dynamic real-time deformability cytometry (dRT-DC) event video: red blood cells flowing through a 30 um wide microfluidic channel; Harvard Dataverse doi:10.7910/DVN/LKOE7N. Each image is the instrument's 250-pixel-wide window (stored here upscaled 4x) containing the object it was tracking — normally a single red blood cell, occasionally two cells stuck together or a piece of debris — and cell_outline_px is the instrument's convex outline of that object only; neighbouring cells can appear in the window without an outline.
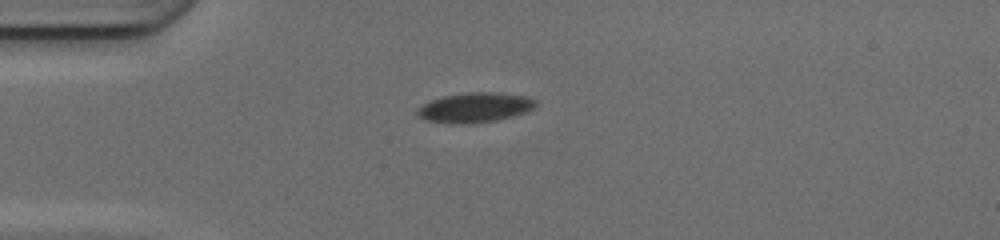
{"species": "common noctule bat (a hibernating species)", "species_latin": "Nyctalus noctula", "temperature_condition": "cold", "stored_images_in_passage": 38, "camera_frame_rate_fps": 3000, "um_per_image_px": 0.085, "animal": {"sex": "female", "body_mass_g": 17.0, "forearm_length_mm": 48.0}, "frame": {"image": 1, "passage_image": 1, "time_ms": 0.0, "image_size_px": [1000, 240], "cell_outline_px": [[536, 104], [532, 108], [524, 112], [512, 116], [496, 120], [468, 124], [452, 124], [424, 120], [416, 112], [416, 108], [432, 100], [444, 96], [472, 92], [492, 92], [524, 96], [536, 100]], "centroid_in_image_um": [40.32, 9.15], "position_along_channel_um": 44.7, "area_um2": 20.29}}
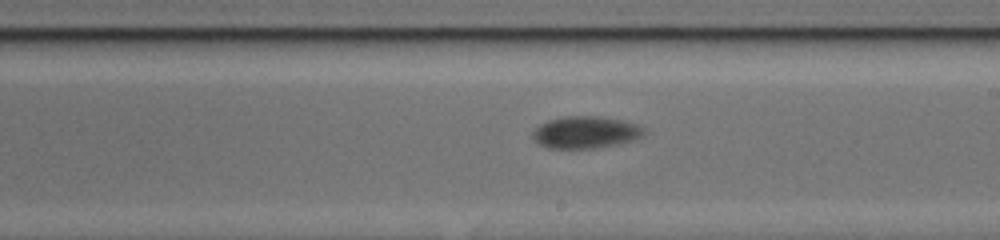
{"frame": {"image": 2, "passage_image": 17, "time_ms": 5.333, "image_size_px": [1000, 240], "cell_outline_px": [[648, 132], [636, 140], [620, 144], [596, 148], [548, 148], [540, 144], [532, 136], [532, 132], [540, 124], [548, 120], [568, 116], [596, 116], [624, 120], [636, 124], [644, 128]], "centroid_in_image_um": [49.84, 11.25], "position_along_channel_um": 239.2, "area_um2": 20.92}}
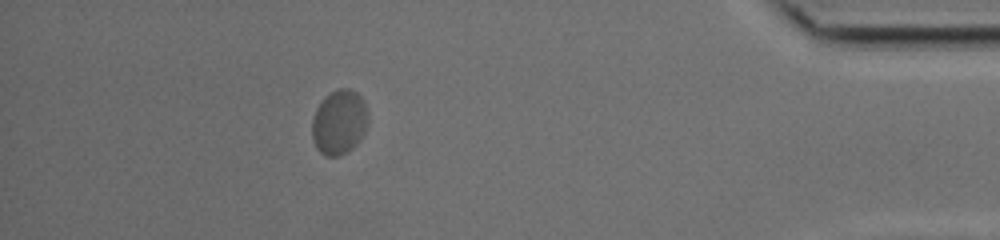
{"frame": {"image": 3, "passage_image": 33, "time_ms": 10.667, "image_size_px": [1000, 240], "cell_outline_px": [[368, 120], [364, 132], [360, 140], [352, 148], [336, 156], [324, 156], [316, 148], [312, 136], [312, 120], [316, 108], [324, 96], [328, 92], [340, 88], [348, 88], [356, 92], [360, 96], [368, 112]], "centroid_in_image_um": [28.81, 10.37], "position_along_channel_um": 406.4, "area_um2": 21.15}, "authors_computed_cell_mechanics": {"area_um2": 20.6635, "velocity_mm_per_s": 4.0725, "shape_relaxation_time_tau1_ms": 3.5672, "shape_relaxation_time_tau2_ms": null, "deformation_change_tau1": 0.061, "deformation_change_tau2": null}}